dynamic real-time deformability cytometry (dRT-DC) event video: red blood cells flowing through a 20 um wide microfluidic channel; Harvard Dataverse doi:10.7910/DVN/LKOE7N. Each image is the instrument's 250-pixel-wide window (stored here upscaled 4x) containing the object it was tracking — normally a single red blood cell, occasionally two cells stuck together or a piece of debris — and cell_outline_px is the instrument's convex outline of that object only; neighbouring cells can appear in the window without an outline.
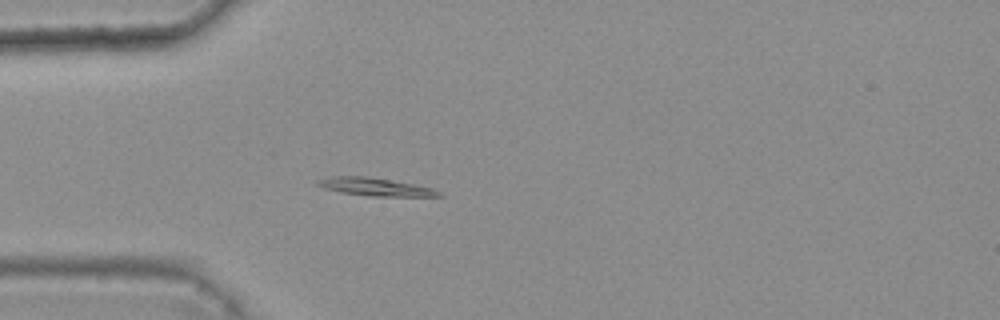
{"species": "common noctule bat (a hibernating species)", "species_latin": "Nyctalus noctula", "temperature_condition": "warm", "stored_images_in_passage": 4, "camera_frame_rate_fps": 3000, "um_per_image_px": 0.085, "animal": {"sex": "female", "body_mass_g": 25.1}, "frame": {"image": 1, "passage_image": 4, "time_ms": 1.0, "image_size_px": [1000, 320], "cell_outline_px": [[444, 196], [372, 196], [340, 192], [324, 188], [316, 184], [316, 180], [332, 176], [364, 176], [412, 184], [432, 188], [440, 192]], "centroid_in_image_um": [31.85, 15.88], "position_along_channel_um": 53.2, "area_um2": 12.37}}